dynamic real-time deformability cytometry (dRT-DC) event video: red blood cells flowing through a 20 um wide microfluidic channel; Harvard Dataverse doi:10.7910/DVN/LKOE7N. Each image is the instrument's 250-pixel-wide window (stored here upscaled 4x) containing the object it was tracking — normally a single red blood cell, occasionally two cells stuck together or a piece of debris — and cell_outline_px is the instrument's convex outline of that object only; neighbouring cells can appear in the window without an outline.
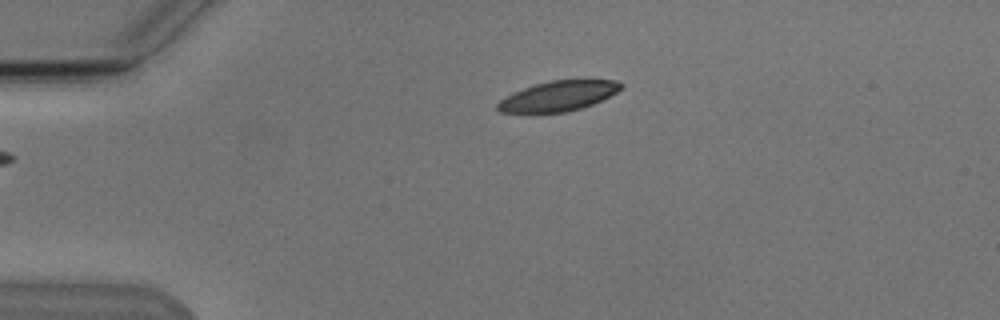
{"species": "Egyptian fruit bat (a non-hibernating species)", "species_latin": "Rousettus aegyptiacus", "temperature_condition": "cold", "stored_images_in_passage": 2, "camera_frame_rate_fps": 3000, "um_per_image_px": 0.085, "animal": {"sex": "male"}, "frame": {"image": 1, "passage_image": 1, "time_ms": 0.0, "image_size_px": [1000, 320], "cell_outline_px": [[624, 88], [592, 104], [580, 108], [564, 112], [500, 112], [496, 108], [496, 104], [500, 100], [524, 88], [536, 84], [552, 80], [616, 80], [624, 84]], "centroid_in_image_um": [47.49, 8.15], "position_along_channel_um": 37.5, "area_um2": 21.15}}